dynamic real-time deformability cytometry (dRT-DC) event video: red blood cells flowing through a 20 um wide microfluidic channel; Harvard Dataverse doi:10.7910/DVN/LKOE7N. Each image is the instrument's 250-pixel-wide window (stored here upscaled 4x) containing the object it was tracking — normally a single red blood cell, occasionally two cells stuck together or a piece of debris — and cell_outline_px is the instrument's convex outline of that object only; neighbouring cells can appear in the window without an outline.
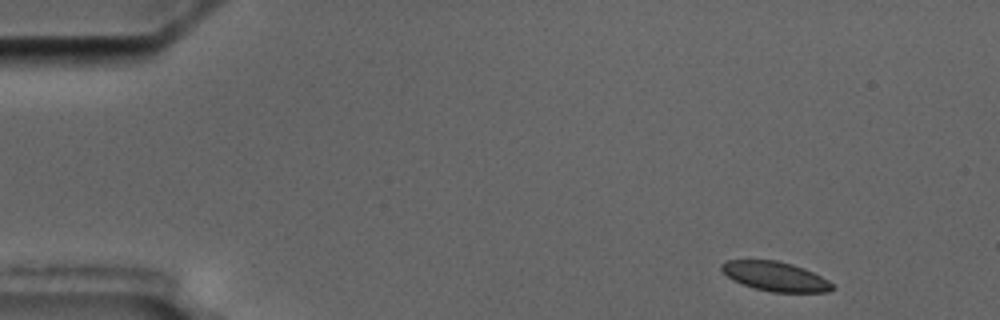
{"species": "common noctule bat (a hibernating species)", "species_latin": "Nyctalus noctula", "temperature_condition": "cold", "stored_images_in_passage": 4, "camera_frame_rate_fps": 3000, "um_per_image_px": 0.085, "animal": {"sex": "male", "body_mass_g": 17.5, "forearm_length_mm": 52.3}, "frame": {"image": 1, "passage_image": 1, "time_ms": 0.0, "image_size_px": [1000, 320], "cell_outline_px": [[836, 288], [828, 292], [772, 292], [756, 288], [732, 280], [720, 268], [720, 264], [728, 260], [776, 260], [792, 264], [804, 268], [828, 280]], "centroid_in_image_um": [65.91, 23.49], "position_along_channel_um": 19.1, "area_um2": 18.84}}
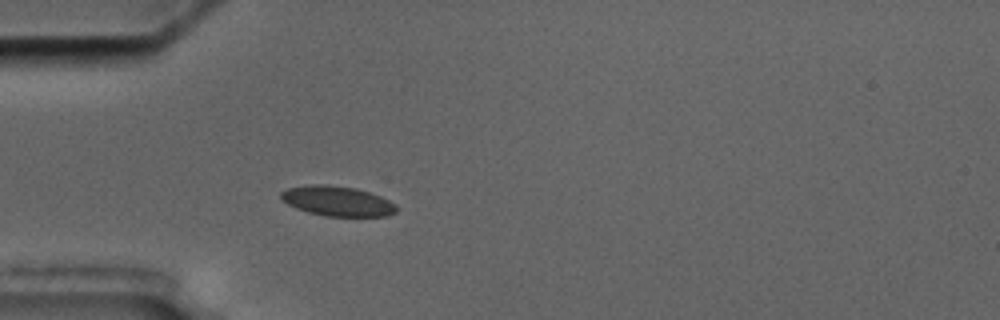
{"frame": {"image": 2, "passage_image": 4, "time_ms": 3.667, "image_size_px": [1000, 320], "cell_outline_px": [[396, 212], [388, 216], [324, 216], [308, 212], [296, 208], [280, 200], [280, 192], [288, 188], [312, 184], [328, 184], [356, 188], [380, 196], [396, 204]], "centroid_in_image_um": [28.65, 17.09], "position_along_channel_um": 56.4, "area_um2": 20.23}}